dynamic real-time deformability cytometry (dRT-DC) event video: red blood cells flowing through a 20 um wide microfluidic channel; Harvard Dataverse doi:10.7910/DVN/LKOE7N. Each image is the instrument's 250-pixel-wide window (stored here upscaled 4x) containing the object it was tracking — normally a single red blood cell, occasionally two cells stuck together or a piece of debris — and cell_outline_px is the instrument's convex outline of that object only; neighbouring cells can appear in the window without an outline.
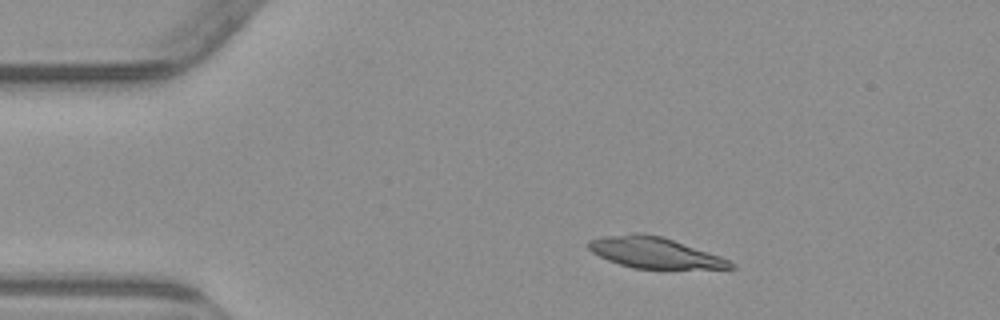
{"species": "common noctule bat (a hibernating species)", "species_latin": "Nyctalus noctula", "temperature_condition": "warm", "stored_images_in_passage": 5, "camera_frame_rate_fps": 3000, "um_per_image_px": 0.085, "animal": {"sex": "male", "body_mass_g": 23.1, "forearm_length_mm": 52.7}, "frame": {"image": 1, "passage_image": 2, "time_ms": 1.0, "image_size_px": [1000, 320], "cell_outline_px": [[736, 268], [632, 268], [608, 260], [592, 252], [588, 248], [588, 240], [604, 236], [632, 232], [640, 232], [664, 236], [720, 256], [736, 264]], "centroid_in_image_um": [55.61, 21.45], "position_along_channel_um": 29.4, "area_um2": 25.55}}
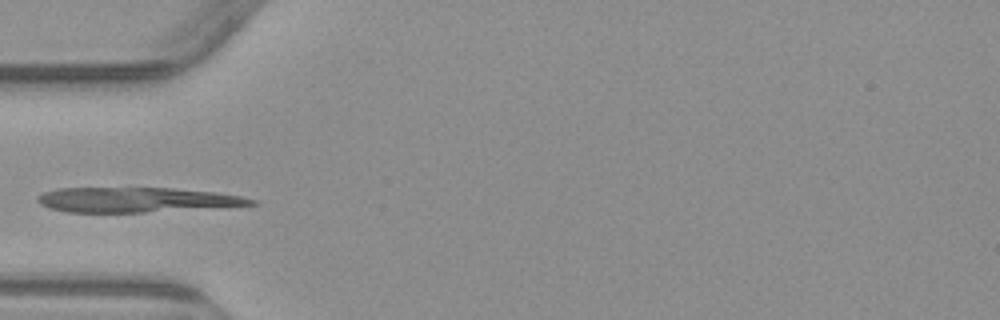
{"frame": {"image": 2, "passage_image": 4, "time_ms": 3.667, "image_size_px": [1000, 320], "cell_outline_px": [[260, 204], [144, 212], [68, 212], [52, 208], [40, 204], [36, 200], [36, 196], [44, 192], [60, 188], [172, 188], [216, 192], [240, 196], [256, 200]], "centroid_in_image_um": [11.59, 16.98], "position_along_channel_um": 73.4, "area_um2": 30.63}}
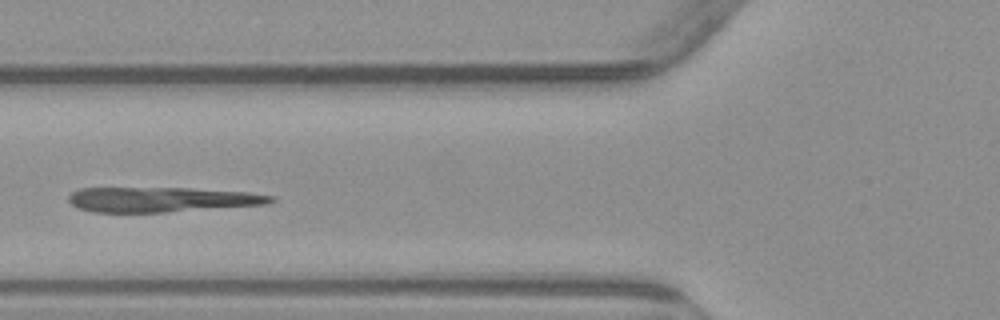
{"frame": {"image": 3, "passage_image": 5, "time_ms": 4.667, "image_size_px": [1000, 320], "cell_outline_px": [[276, 200], [268, 204], [164, 212], [92, 212], [80, 208], [72, 204], [68, 200], [68, 196], [72, 192], [80, 188], [192, 188], [248, 192], [276, 196]], "centroid_in_image_um": [13.77, 16.95], "position_along_channel_um": 112.0, "area_um2": 29.36}}